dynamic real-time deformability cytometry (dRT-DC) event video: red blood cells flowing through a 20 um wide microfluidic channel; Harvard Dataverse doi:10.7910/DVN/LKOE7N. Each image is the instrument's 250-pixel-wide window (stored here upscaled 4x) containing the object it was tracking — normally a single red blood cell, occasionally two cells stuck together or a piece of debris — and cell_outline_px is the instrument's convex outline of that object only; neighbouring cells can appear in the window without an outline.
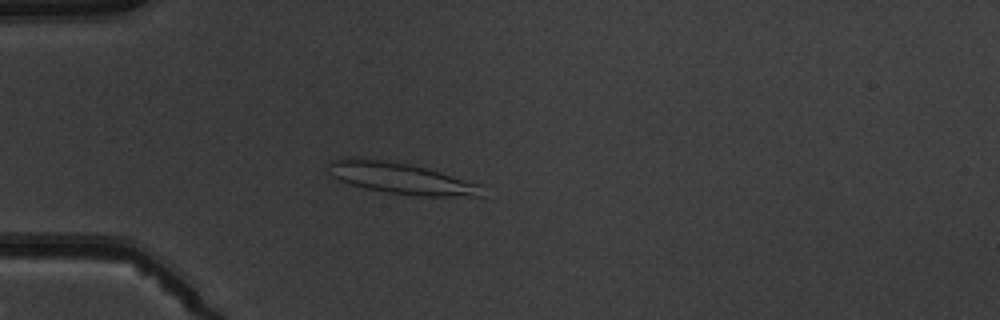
{"species": "common noctule bat (a hibernating species)", "species_latin": "Nyctalus noctula", "temperature_condition": "warm", "stored_images_in_passage": 4, "camera_frame_rate_fps": 3000, "um_per_image_px": 0.085, "animal": {"sex": "male", "body_mass_g": 19.5, "forearm_length_mm": 54.6}, "frame": {"image": 1, "passage_image": 3, "time_ms": 3.333, "image_size_px": [1000, 320], "cell_outline_px": [[484, 196], [420, 196], [388, 192], [368, 188], [352, 184], [340, 180], [332, 176], [328, 172], [328, 164], [332, 160], [344, 156], [352, 156], [396, 160], [428, 168], [480, 184]], "centroid_in_image_um": [34.03, 15.1], "position_along_channel_um": 51.0, "area_um2": 28.38}}